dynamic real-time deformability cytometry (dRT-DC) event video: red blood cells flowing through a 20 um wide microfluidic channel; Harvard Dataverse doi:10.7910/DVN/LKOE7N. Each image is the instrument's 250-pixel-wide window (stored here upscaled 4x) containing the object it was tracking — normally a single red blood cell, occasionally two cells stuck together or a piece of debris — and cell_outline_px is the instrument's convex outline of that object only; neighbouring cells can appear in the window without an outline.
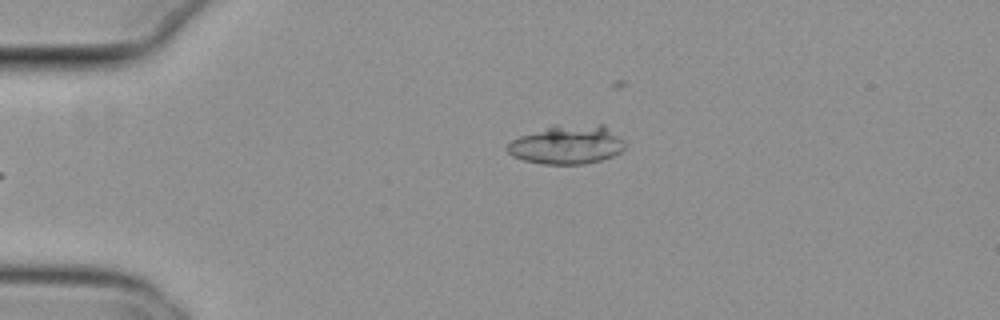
{"species": "common noctule bat (a hibernating species)", "species_latin": "Nyctalus noctula", "temperature_condition": "cold", "stored_images_in_passage": 11, "camera_frame_rate_fps": 3000, "um_per_image_px": 0.085, "animal": {"sex": "female", "body_mass_g": 29.2, "forearm_length_mm": 56.3}, "frame": {"image": 1, "passage_image": 2, "time_ms": 0.333, "image_size_px": [1000, 320], "cell_outline_px": [[628, 144], [620, 152], [612, 156], [600, 160], [584, 164], [544, 164], [524, 160], [512, 156], [504, 148], [512, 140], [520, 136], [556, 124], [604, 124], [624, 140]], "centroid_in_image_um": [48.22, 12.28], "position_along_channel_um": 36.8, "area_um2": 26.88}}
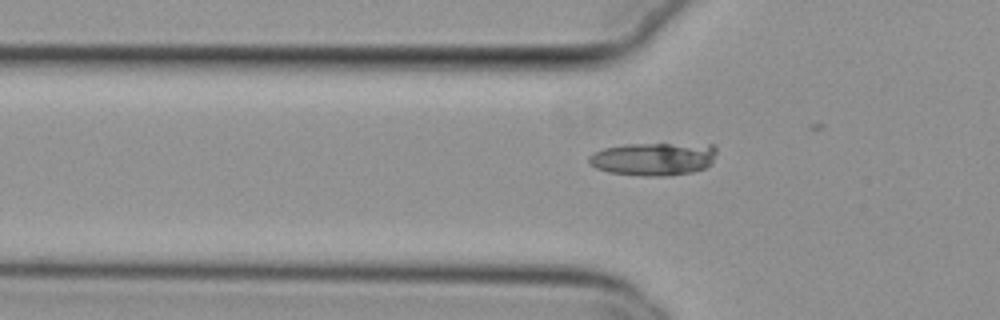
{"frame": {"image": 2, "passage_image": 8, "time_ms": 2.333, "image_size_px": [1000, 320], "cell_outline_px": [[716, 152], [712, 160], [704, 168], [692, 172], [668, 176], [644, 176], [608, 172], [596, 168], [588, 160], [588, 156], [592, 152], [604, 148], [624, 144], [712, 144], [716, 148]], "centroid_in_image_um": [55.52, 13.5], "position_along_channel_um": 70.3, "area_um2": 24.57}}